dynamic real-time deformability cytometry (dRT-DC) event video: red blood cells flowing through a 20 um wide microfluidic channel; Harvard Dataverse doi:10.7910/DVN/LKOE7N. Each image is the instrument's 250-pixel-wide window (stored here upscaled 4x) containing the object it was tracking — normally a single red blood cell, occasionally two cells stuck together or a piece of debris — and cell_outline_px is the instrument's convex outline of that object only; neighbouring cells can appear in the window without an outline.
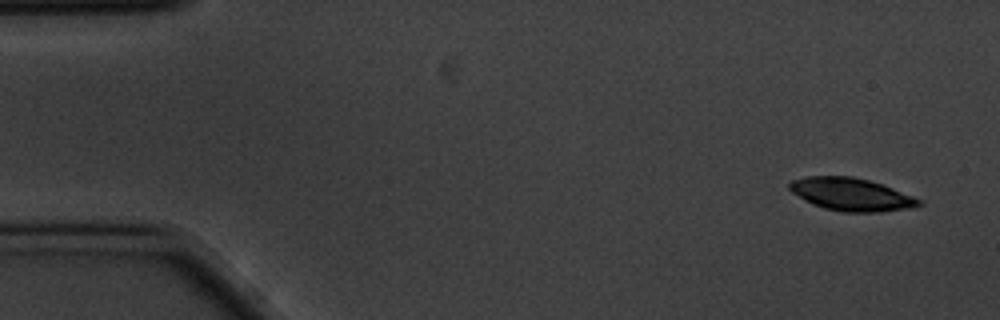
{"species": "common noctule bat (a hibernating species)", "species_latin": "Nyctalus noctula", "temperature_condition": "cold", "stored_images_in_passage": 55, "camera_frame_rate_fps": 3000, "um_per_image_px": 0.085, "animal": {"sex": "male", "body_mass_g": 20.1, "forearm_length_mm": 53.5}, "frame": {"image": 1, "passage_image": 1, "time_ms": 0.0, "image_size_px": [1000, 320], "cell_outline_px": [[924, 204], [912, 208], [880, 212], [844, 212], [824, 208], [812, 204], [804, 200], [792, 192], [788, 188], [788, 184], [792, 180], [808, 176], [852, 176], [868, 180], [892, 188], [924, 200]], "centroid_in_image_um": [72.38, 16.53], "position_along_channel_um": 12.6, "area_um2": 24.8}}
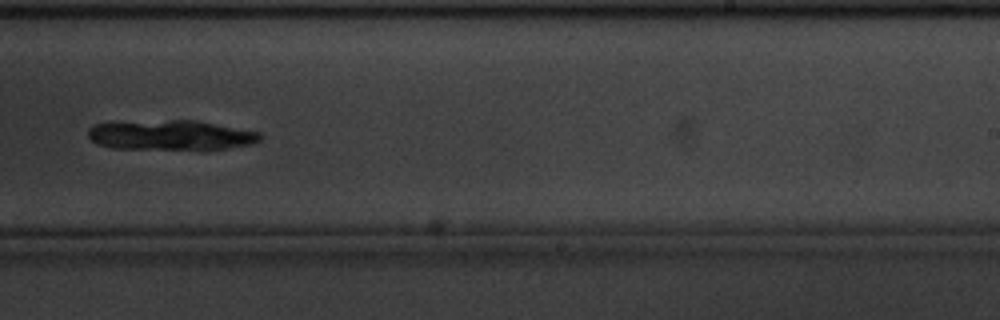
{"frame": {"image": 2, "passage_image": 33, "time_ms": 10.667, "image_size_px": [1000, 320], "cell_outline_px": [[264, 136], [260, 140], [252, 144], [228, 148], [112, 148], [100, 144], [92, 140], [88, 136], [88, 128], [96, 124], [172, 120], [196, 120], [260, 132]], "centroid_in_image_um": [14.58, 11.47], "position_along_channel_um": 274.4, "area_um2": 29.19}}
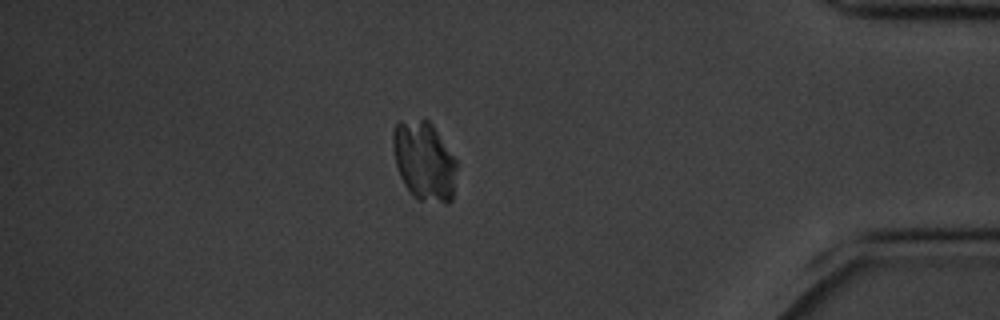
{"frame": {"image": 3, "passage_image": 47, "time_ms": 15.333, "image_size_px": [1000, 320], "cell_outline_px": [[456, 168], [452, 200], [448, 204], [444, 204], [420, 200], [412, 196], [404, 184], [400, 176], [396, 164], [392, 148], [392, 132], [396, 124], [400, 120], [428, 120], [432, 124], [456, 160]], "centroid_in_image_um": [36.03, 13.7], "position_along_channel_um": 399.2, "area_um2": 29.48}, "authors_computed_cell_mechanics": {"area_um2": 29.189, "velocity_mm_per_s": 3.4713, "shape_relaxation_time_tau1_ms": 2.1093, "shape_relaxation_time_tau2_ms": null, "deformation_change_tau1": 0.0823, "deformation_change_tau2": null}}